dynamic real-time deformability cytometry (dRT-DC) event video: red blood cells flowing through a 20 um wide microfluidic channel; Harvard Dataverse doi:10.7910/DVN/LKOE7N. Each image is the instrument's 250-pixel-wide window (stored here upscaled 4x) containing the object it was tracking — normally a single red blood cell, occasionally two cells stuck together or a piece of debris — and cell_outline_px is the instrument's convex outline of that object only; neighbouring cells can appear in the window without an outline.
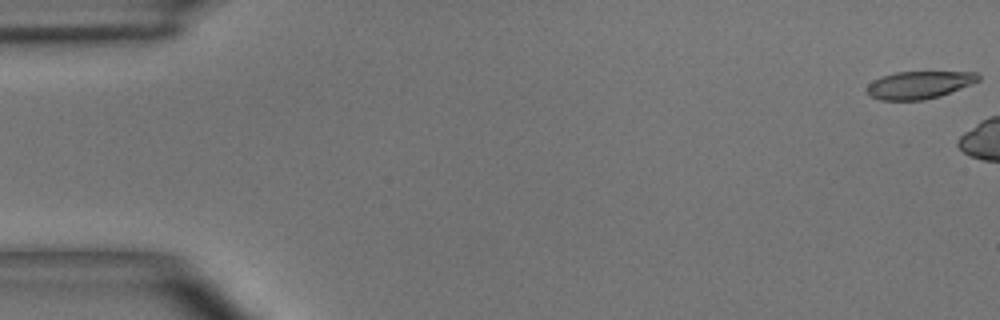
{"species": "common noctule bat (a hibernating species)", "species_latin": "Nyctalus noctula", "temperature_condition": "room temperature", "stored_images_in_passage": 3, "camera_frame_rate_fps": 3000, "um_per_image_px": 0.085, "animal": {"sex": "male", "body_mass_g": 15.6}, "frame": {"image": 1, "passage_image": 1, "time_ms": 0.0, "image_size_px": [1000, 320], "cell_outline_px": [[980, 80], [972, 84], [940, 96], [924, 100], [880, 100], [868, 96], [868, 84], [872, 80], [896, 72], [976, 72], [980, 76]], "centroid_in_image_um": [78.13, 7.22], "position_along_channel_um": 6.9, "area_um2": 17.86}}